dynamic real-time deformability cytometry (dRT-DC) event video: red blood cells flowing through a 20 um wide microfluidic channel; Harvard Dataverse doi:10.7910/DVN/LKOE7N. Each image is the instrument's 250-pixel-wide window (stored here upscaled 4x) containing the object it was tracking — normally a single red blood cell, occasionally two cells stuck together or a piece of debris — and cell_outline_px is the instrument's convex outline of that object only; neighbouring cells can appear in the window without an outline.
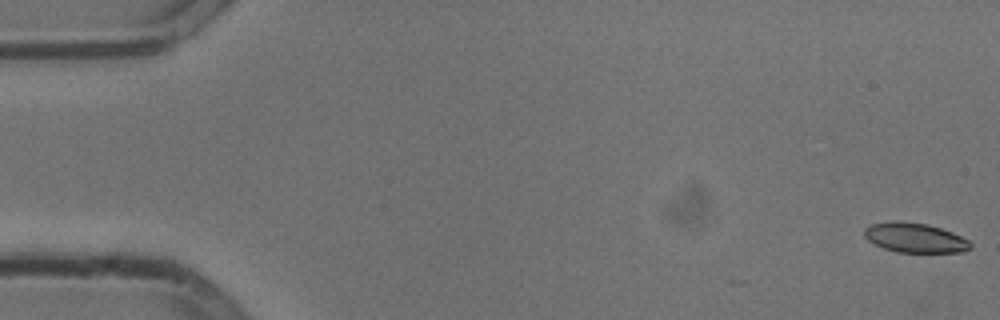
{"species": "common noctule bat (a hibernating species)", "species_latin": "Nyctalus noctula", "temperature_condition": "cold", "stored_images_in_passage": 2, "camera_frame_rate_fps": 3000, "um_per_image_px": 0.085, "animal": {"sex": "male", "body_mass_g": 13.3}, "frame": {"image": 1, "passage_image": 2, "time_ms": 0.333, "image_size_px": [1000, 320], "cell_outline_px": [[972, 248], [964, 252], [896, 252], [884, 248], [868, 240], [864, 236], [864, 228], [872, 224], [892, 220], [896, 220], [928, 224], [952, 232], [968, 240], [972, 244]], "centroid_in_image_um": [77.77, 20.2], "position_along_channel_um": 7.2, "area_um2": 18.38}}